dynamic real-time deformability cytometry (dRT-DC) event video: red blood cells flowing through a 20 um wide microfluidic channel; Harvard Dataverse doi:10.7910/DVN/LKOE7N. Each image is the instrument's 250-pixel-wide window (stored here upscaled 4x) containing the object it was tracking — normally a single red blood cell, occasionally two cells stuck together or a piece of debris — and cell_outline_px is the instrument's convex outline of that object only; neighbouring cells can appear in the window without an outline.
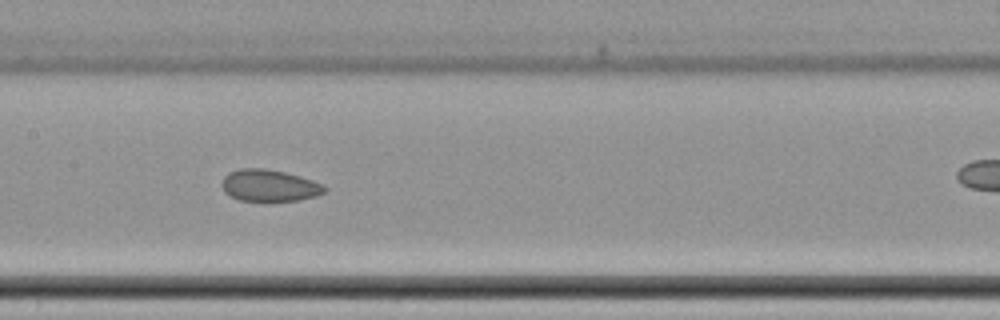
{"species": "common noctule bat (a hibernating species)", "species_latin": "Nyctalus noctula", "temperature_condition": "cold", "stored_images_in_passage": 12, "camera_frame_rate_fps": 3000, "um_per_image_px": 0.085, "animal": {"sex": "female", "body_mass_g": 22.7, "forearm_length_mm": 54.2}, "frame": {"image": 1, "passage_image": 10, "time_ms": 11.0, "image_size_px": [1000, 320], "cell_outline_px": [[328, 188], [324, 192], [316, 196], [300, 200], [240, 200], [224, 192], [220, 184], [224, 176], [228, 172], [240, 168], [264, 168], [284, 172], [300, 176], [324, 184]], "centroid_in_image_um": [22.89, 15.75], "position_along_channel_um": 184.5, "area_um2": 19.02}}
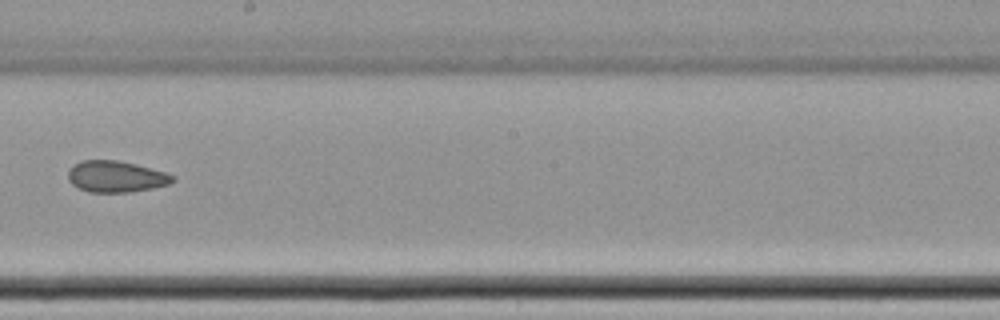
{"frame": {"image": 2, "passage_image": 12, "time_ms": 14.333, "image_size_px": [1000, 320], "cell_outline_px": [[176, 180], [168, 184], [152, 188], [128, 192], [88, 192], [72, 184], [68, 180], [68, 172], [72, 164], [84, 160], [116, 160], [136, 164], [164, 172], [176, 176]], "centroid_in_image_um": [9.85, 15.0], "position_along_channel_um": 238.4, "area_um2": 19.07}}